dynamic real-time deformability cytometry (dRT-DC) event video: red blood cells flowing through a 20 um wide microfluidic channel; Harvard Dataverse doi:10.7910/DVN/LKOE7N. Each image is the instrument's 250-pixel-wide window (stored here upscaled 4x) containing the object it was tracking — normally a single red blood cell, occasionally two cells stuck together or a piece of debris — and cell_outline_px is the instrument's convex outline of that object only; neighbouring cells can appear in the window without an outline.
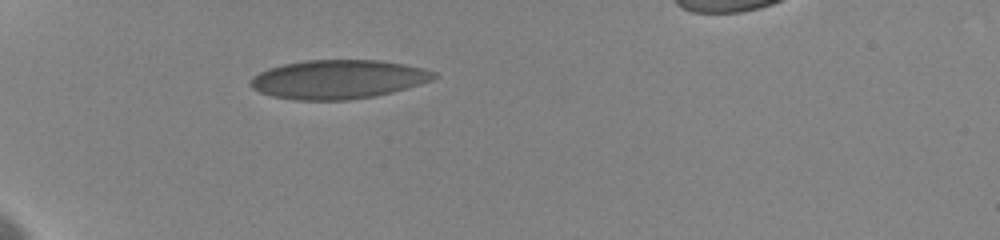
{"species": "human", "species_latin": "Homo sapiens", "temperature_condition": "cold", "stored_images_in_passage": 5, "camera_frame_rate_fps": 3000, "um_per_image_px": 0.085, "donor": {"sex": "female"}, "frame": {"image": 1, "passage_image": 1, "time_ms": 0.0, "image_size_px": [1000, 240], "cell_outline_px": [[440, 76], [432, 80], [420, 84], [392, 92], [376, 96], [348, 100], [296, 100], [272, 96], [260, 92], [252, 88], [248, 84], [248, 80], [252, 76], [268, 68], [284, 64], [304, 60], [376, 60], [404, 64], [436, 72]], "centroid_in_image_um": [28.71, 6.75], "position_along_channel_um": 56.3, "area_um2": 41.73}}